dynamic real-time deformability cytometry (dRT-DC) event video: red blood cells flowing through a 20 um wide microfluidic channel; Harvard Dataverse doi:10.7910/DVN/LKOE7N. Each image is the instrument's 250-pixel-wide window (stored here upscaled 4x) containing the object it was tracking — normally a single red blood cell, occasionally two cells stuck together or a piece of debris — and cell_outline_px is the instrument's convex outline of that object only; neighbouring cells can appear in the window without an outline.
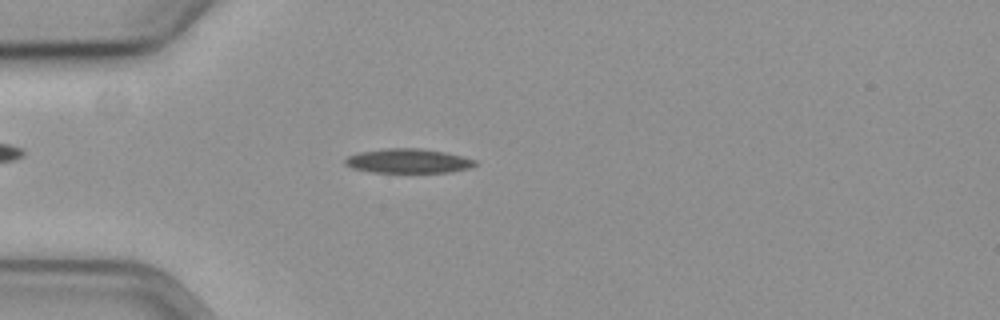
{"species": "common noctule bat (a hibernating species)", "species_latin": "Nyctalus noctula", "temperature_condition": "cold", "stored_images_in_passage": 57, "camera_frame_rate_fps": 3000, "um_per_image_px": 0.085, "animal": {"sex": "female", "body_mass_g": 19.3, "forearm_length_mm": 54.1}, "frame": {"image": 1, "passage_image": 16, "time_ms": 5.0, "image_size_px": [1000, 320], "cell_outline_px": [[476, 164], [468, 168], [448, 172], [372, 172], [352, 168], [344, 164], [344, 160], [348, 156], [360, 152], [388, 148], [420, 148], [444, 152], [476, 160]], "centroid_in_image_um": [34.65, 13.68], "position_along_channel_um": 50.3, "area_um2": 18.21}}
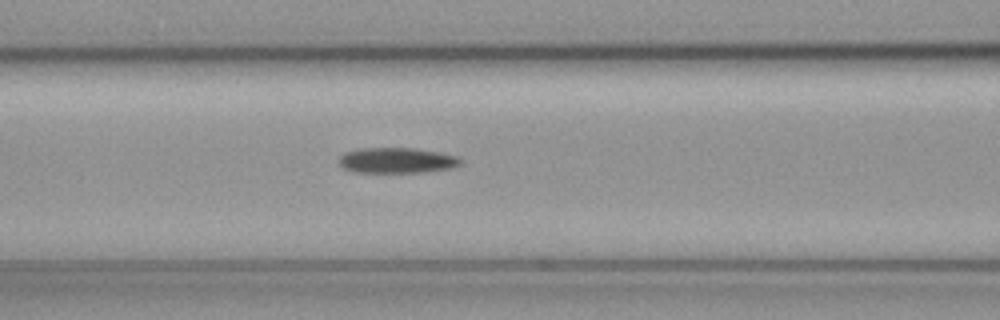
{"frame": {"image": 2, "passage_image": 24, "time_ms": 7.667, "image_size_px": [1000, 320], "cell_outline_px": [[460, 164], [452, 168], [424, 172], [356, 172], [344, 168], [340, 164], [340, 156], [344, 152], [360, 148], [412, 148], [436, 152], [456, 156], [460, 160]], "centroid_in_image_um": [33.7, 13.63], "position_along_channel_um": 132.9, "area_um2": 17.8}}
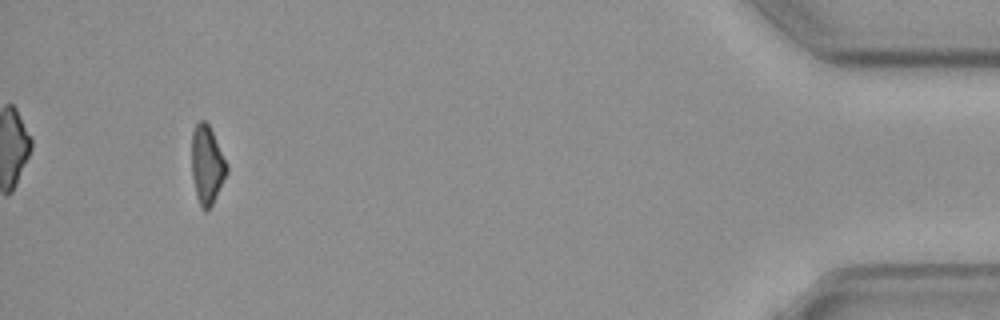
{"frame": {"image": 3, "passage_image": 54, "time_ms": 17.667, "image_size_px": [1000, 320], "cell_outline_px": [[228, 172], [212, 204], [204, 212], [200, 208], [196, 196], [192, 176], [192, 132], [196, 124], [200, 120], [204, 120], [208, 124], [212, 132], [228, 168]], "centroid_in_image_um": [17.57, 14.04], "position_along_channel_um": 417.6, "area_um2": 15.78}, "authors_computed_cell_mechanics": {"area_um2": 17.918, "velocity_mm_per_s": 3.5941, "shape_relaxation_time_tau1_ms": 6.1518, "shape_relaxation_time_tau2_ms": null, "deformation_change_tau1": 0.1312, "deformation_change_tau2": null}}